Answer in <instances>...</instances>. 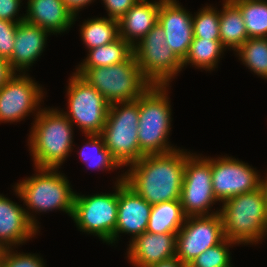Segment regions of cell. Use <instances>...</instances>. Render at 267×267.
Returning a JSON list of instances; mask_svg holds the SVG:
<instances>
[{"label":"cell","instance_id":"d4e9b609","mask_svg":"<svg viewBox=\"0 0 267 267\" xmlns=\"http://www.w3.org/2000/svg\"><path fill=\"white\" fill-rule=\"evenodd\" d=\"M133 54V47L120 36L113 42L88 50L87 57L77 68L112 66L125 62Z\"/></svg>","mask_w":267,"mask_h":267},{"label":"cell","instance_id":"83f0119b","mask_svg":"<svg viewBox=\"0 0 267 267\" xmlns=\"http://www.w3.org/2000/svg\"><path fill=\"white\" fill-rule=\"evenodd\" d=\"M241 11L248 38H267V0H231Z\"/></svg>","mask_w":267,"mask_h":267},{"label":"cell","instance_id":"5bb4252c","mask_svg":"<svg viewBox=\"0 0 267 267\" xmlns=\"http://www.w3.org/2000/svg\"><path fill=\"white\" fill-rule=\"evenodd\" d=\"M261 178L256 168L238 158L224 155L212 157L213 194L218 202L261 187Z\"/></svg>","mask_w":267,"mask_h":267},{"label":"cell","instance_id":"8992f818","mask_svg":"<svg viewBox=\"0 0 267 267\" xmlns=\"http://www.w3.org/2000/svg\"><path fill=\"white\" fill-rule=\"evenodd\" d=\"M75 73L96 88L110 105L135 101L152 86L143 76L133 54L119 64L75 68Z\"/></svg>","mask_w":267,"mask_h":267},{"label":"cell","instance_id":"30bf717a","mask_svg":"<svg viewBox=\"0 0 267 267\" xmlns=\"http://www.w3.org/2000/svg\"><path fill=\"white\" fill-rule=\"evenodd\" d=\"M201 155L185 149L180 202L187 217L218 214L220 210H211L218 202L213 194L212 158Z\"/></svg>","mask_w":267,"mask_h":267},{"label":"cell","instance_id":"e575fe53","mask_svg":"<svg viewBox=\"0 0 267 267\" xmlns=\"http://www.w3.org/2000/svg\"><path fill=\"white\" fill-rule=\"evenodd\" d=\"M103 1L107 17L119 20L126 14L139 0H101Z\"/></svg>","mask_w":267,"mask_h":267},{"label":"cell","instance_id":"7c38bea8","mask_svg":"<svg viewBox=\"0 0 267 267\" xmlns=\"http://www.w3.org/2000/svg\"><path fill=\"white\" fill-rule=\"evenodd\" d=\"M44 95V87L28 73H15L0 88V124L17 123L30 115L34 120L42 109Z\"/></svg>","mask_w":267,"mask_h":267},{"label":"cell","instance_id":"836d02e7","mask_svg":"<svg viewBox=\"0 0 267 267\" xmlns=\"http://www.w3.org/2000/svg\"><path fill=\"white\" fill-rule=\"evenodd\" d=\"M22 0H0V19L12 21V22H22L25 20V14L20 13Z\"/></svg>","mask_w":267,"mask_h":267},{"label":"cell","instance_id":"e0dca14e","mask_svg":"<svg viewBox=\"0 0 267 267\" xmlns=\"http://www.w3.org/2000/svg\"><path fill=\"white\" fill-rule=\"evenodd\" d=\"M40 231L29 221L25 208L0 194V250L17 248Z\"/></svg>","mask_w":267,"mask_h":267},{"label":"cell","instance_id":"2e32d148","mask_svg":"<svg viewBox=\"0 0 267 267\" xmlns=\"http://www.w3.org/2000/svg\"><path fill=\"white\" fill-rule=\"evenodd\" d=\"M152 205L137 194L125 181L118 182V216L113 245L120 234L130 236L129 243L146 231Z\"/></svg>","mask_w":267,"mask_h":267},{"label":"cell","instance_id":"44dd1931","mask_svg":"<svg viewBox=\"0 0 267 267\" xmlns=\"http://www.w3.org/2000/svg\"><path fill=\"white\" fill-rule=\"evenodd\" d=\"M162 1L139 0L118 20L119 36L134 47L158 23Z\"/></svg>","mask_w":267,"mask_h":267},{"label":"cell","instance_id":"f1b7e54d","mask_svg":"<svg viewBox=\"0 0 267 267\" xmlns=\"http://www.w3.org/2000/svg\"><path fill=\"white\" fill-rule=\"evenodd\" d=\"M235 52L244 66L267 80V38H248Z\"/></svg>","mask_w":267,"mask_h":267},{"label":"cell","instance_id":"5b68a950","mask_svg":"<svg viewBox=\"0 0 267 267\" xmlns=\"http://www.w3.org/2000/svg\"><path fill=\"white\" fill-rule=\"evenodd\" d=\"M169 87L171 85H152L139 97L137 134L140 151L144 155L165 154L178 149L168 141L172 131Z\"/></svg>","mask_w":267,"mask_h":267},{"label":"cell","instance_id":"484cf974","mask_svg":"<svg viewBox=\"0 0 267 267\" xmlns=\"http://www.w3.org/2000/svg\"><path fill=\"white\" fill-rule=\"evenodd\" d=\"M82 23L80 37L87 50L109 44L119 37L118 20L94 16Z\"/></svg>","mask_w":267,"mask_h":267},{"label":"cell","instance_id":"4316f807","mask_svg":"<svg viewBox=\"0 0 267 267\" xmlns=\"http://www.w3.org/2000/svg\"><path fill=\"white\" fill-rule=\"evenodd\" d=\"M84 136L88 141L86 140L85 145L77 153L83 164L85 163L86 167L90 168L89 170L113 171L122 168L106 148L100 134H84Z\"/></svg>","mask_w":267,"mask_h":267},{"label":"cell","instance_id":"d6a6232c","mask_svg":"<svg viewBox=\"0 0 267 267\" xmlns=\"http://www.w3.org/2000/svg\"><path fill=\"white\" fill-rule=\"evenodd\" d=\"M18 23L0 19V56L9 60L15 45Z\"/></svg>","mask_w":267,"mask_h":267},{"label":"cell","instance_id":"7402d4cb","mask_svg":"<svg viewBox=\"0 0 267 267\" xmlns=\"http://www.w3.org/2000/svg\"><path fill=\"white\" fill-rule=\"evenodd\" d=\"M220 42L234 52L248 39L241 11L231 0H223L220 9Z\"/></svg>","mask_w":267,"mask_h":267},{"label":"cell","instance_id":"52a82bcc","mask_svg":"<svg viewBox=\"0 0 267 267\" xmlns=\"http://www.w3.org/2000/svg\"><path fill=\"white\" fill-rule=\"evenodd\" d=\"M138 123L139 98L110 105L100 136L121 167L130 166L144 156L138 143Z\"/></svg>","mask_w":267,"mask_h":267},{"label":"cell","instance_id":"d590c367","mask_svg":"<svg viewBox=\"0 0 267 267\" xmlns=\"http://www.w3.org/2000/svg\"><path fill=\"white\" fill-rule=\"evenodd\" d=\"M65 7L74 17L79 16L78 13L95 0H62Z\"/></svg>","mask_w":267,"mask_h":267},{"label":"cell","instance_id":"1f68e13d","mask_svg":"<svg viewBox=\"0 0 267 267\" xmlns=\"http://www.w3.org/2000/svg\"><path fill=\"white\" fill-rule=\"evenodd\" d=\"M16 248L0 250V267H46L39 254L18 253Z\"/></svg>","mask_w":267,"mask_h":267},{"label":"cell","instance_id":"9a60e30c","mask_svg":"<svg viewBox=\"0 0 267 267\" xmlns=\"http://www.w3.org/2000/svg\"><path fill=\"white\" fill-rule=\"evenodd\" d=\"M177 0H163L158 12V24L166 35L167 46L183 62L193 41V14Z\"/></svg>","mask_w":267,"mask_h":267},{"label":"cell","instance_id":"9c48e42d","mask_svg":"<svg viewBox=\"0 0 267 267\" xmlns=\"http://www.w3.org/2000/svg\"><path fill=\"white\" fill-rule=\"evenodd\" d=\"M66 86L67 111L61 112L83 134H100L105 126L110 104L93 86L75 72Z\"/></svg>","mask_w":267,"mask_h":267},{"label":"cell","instance_id":"ffe728a7","mask_svg":"<svg viewBox=\"0 0 267 267\" xmlns=\"http://www.w3.org/2000/svg\"><path fill=\"white\" fill-rule=\"evenodd\" d=\"M26 5L25 21L54 35L69 31L78 19L62 0H27Z\"/></svg>","mask_w":267,"mask_h":267},{"label":"cell","instance_id":"ba28073f","mask_svg":"<svg viewBox=\"0 0 267 267\" xmlns=\"http://www.w3.org/2000/svg\"><path fill=\"white\" fill-rule=\"evenodd\" d=\"M122 181L124 173L118 174L113 186L115 191L111 193H75L71 219L80 232L97 236L103 243L113 246L118 216V182Z\"/></svg>","mask_w":267,"mask_h":267},{"label":"cell","instance_id":"277c9868","mask_svg":"<svg viewBox=\"0 0 267 267\" xmlns=\"http://www.w3.org/2000/svg\"><path fill=\"white\" fill-rule=\"evenodd\" d=\"M219 214L227 239L239 245L262 243L267 237L266 196L262 187L224 201Z\"/></svg>","mask_w":267,"mask_h":267},{"label":"cell","instance_id":"3957f363","mask_svg":"<svg viewBox=\"0 0 267 267\" xmlns=\"http://www.w3.org/2000/svg\"><path fill=\"white\" fill-rule=\"evenodd\" d=\"M28 148L34 167L61 168L74 150V127L61 110L42 107L31 123Z\"/></svg>","mask_w":267,"mask_h":267},{"label":"cell","instance_id":"ac0fdd59","mask_svg":"<svg viewBox=\"0 0 267 267\" xmlns=\"http://www.w3.org/2000/svg\"><path fill=\"white\" fill-rule=\"evenodd\" d=\"M127 246L128 262L134 267H147L176 256V234L145 231Z\"/></svg>","mask_w":267,"mask_h":267},{"label":"cell","instance_id":"f546056e","mask_svg":"<svg viewBox=\"0 0 267 267\" xmlns=\"http://www.w3.org/2000/svg\"><path fill=\"white\" fill-rule=\"evenodd\" d=\"M206 4L192 16L193 35L196 38L220 40V10Z\"/></svg>","mask_w":267,"mask_h":267},{"label":"cell","instance_id":"8fae6325","mask_svg":"<svg viewBox=\"0 0 267 267\" xmlns=\"http://www.w3.org/2000/svg\"><path fill=\"white\" fill-rule=\"evenodd\" d=\"M133 55L152 85H170L183 69V62L167 46L166 35L158 23L135 44Z\"/></svg>","mask_w":267,"mask_h":267},{"label":"cell","instance_id":"4fadbf2b","mask_svg":"<svg viewBox=\"0 0 267 267\" xmlns=\"http://www.w3.org/2000/svg\"><path fill=\"white\" fill-rule=\"evenodd\" d=\"M220 214L188 216L176 234V256L185 265L225 239Z\"/></svg>","mask_w":267,"mask_h":267},{"label":"cell","instance_id":"7a4b0ae2","mask_svg":"<svg viewBox=\"0 0 267 267\" xmlns=\"http://www.w3.org/2000/svg\"><path fill=\"white\" fill-rule=\"evenodd\" d=\"M34 169L35 174L12 185L14 195L23 201L24 207L27 206L25 212L29 221L39 230L35 213L59 210L72 217L76 192L73 191L68 177L58 171L59 168Z\"/></svg>","mask_w":267,"mask_h":267},{"label":"cell","instance_id":"8d00e7d4","mask_svg":"<svg viewBox=\"0 0 267 267\" xmlns=\"http://www.w3.org/2000/svg\"><path fill=\"white\" fill-rule=\"evenodd\" d=\"M15 74L8 60L0 56V88Z\"/></svg>","mask_w":267,"mask_h":267},{"label":"cell","instance_id":"f35d334b","mask_svg":"<svg viewBox=\"0 0 267 267\" xmlns=\"http://www.w3.org/2000/svg\"><path fill=\"white\" fill-rule=\"evenodd\" d=\"M265 176H262V178H261V187H262L264 194L266 196V206H267V174L266 173H265Z\"/></svg>","mask_w":267,"mask_h":267},{"label":"cell","instance_id":"d6986e66","mask_svg":"<svg viewBox=\"0 0 267 267\" xmlns=\"http://www.w3.org/2000/svg\"><path fill=\"white\" fill-rule=\"evenodd\" d=\"M51 33L27 21L19 22L16 28L15 45L8 60L15 73H26L45 50Z\"/></svg>","mask_w":267,"mask_h":267},{"label":"cell","instance_id":"4dcf8cb0","mask_svg":"<svg viewBox=\"0 0 267 267\" xmlns=\"http://www.w3.org/2000/svg\"><path fill=\"white\" fill-rule=\"evenodd\" d=\"M238 244L225 238L221 243L208 248L196 257L187 267H228L231 265L230 248Z\"/></svg>","mask_w":267,"mask_h":267},{"label":"cell","instance_id":"cb8c5ba5","mask_svg":"<svg viewBox=\"0 0 267 267\" xmlns=\"http://www.w3.org/2000/svg\"><path fill=\"white\" fill-rule=\"evenodd\" d=\"M225 51L220 40L193 37L188 54L183 61V69L190 65L201 71L202 69L206 72L215 71Z\"/></svg>","mask_w":267,"mask_h":267},{"label":"cell","instance_id":"74e56055","mask_svg":"<svg viewBox=\"0 0 267 267\" xmlns=\"http://www.w3.org/2000/svg\"><path fill=\"white\" fill-rule=\"evenodd\" d=\"M147 267H187L177 256L151 264Z\"/></svg>","mask_w":267,"mask_h":267},{"label":"cell","instance_id":"6da1fadb","mask_svg":"<svg viewBox=\"0 0 267 267\" xmlns=\"http://www.w3.org/2000/svg\"><path fill=\"white\" fill-rule=\"evenodd\" d=\"M124 181L149 204L180 200L185 150L178 149L165 154L144 155L128 166Z\"/></svg>","mask_w":267,"mask_h":267},{"label":"cell","instance_id":"603a6c76","mask_svg":"<svg viewBox=\"0 0 267 267\" xmlns=\"http://www.w3.org/2000/svg\"><path fill=\"white\" fill-rule=\"evenodd\" d=\"M180 200L152 205L147 232L177 234L186 220Z\"/></svg>","mask_w":267,"mask_h":267}]
</instances>
